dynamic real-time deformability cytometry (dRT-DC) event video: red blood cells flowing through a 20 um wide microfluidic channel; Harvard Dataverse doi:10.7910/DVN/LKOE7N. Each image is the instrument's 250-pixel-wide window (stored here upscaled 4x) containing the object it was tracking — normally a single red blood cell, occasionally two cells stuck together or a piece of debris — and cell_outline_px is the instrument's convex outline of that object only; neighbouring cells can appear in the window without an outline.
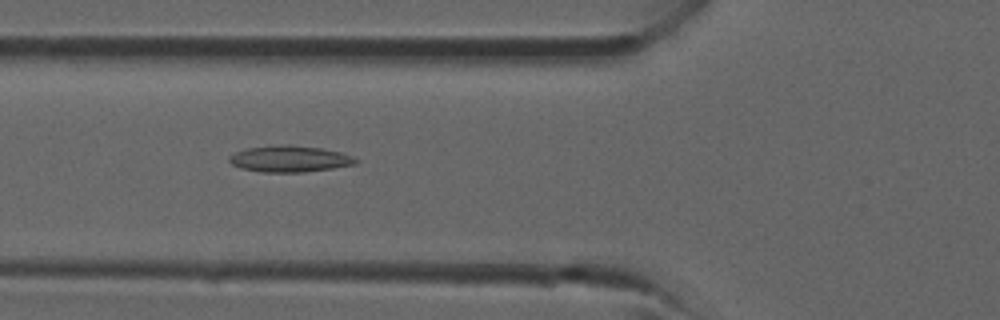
{"species": "common noctule bat (a hibernating species)", "species_latin": "Nyctalus noctula", "temperature_condition": "room temperature", "stored_images_in_passage": 38, "camera_frame_rate_fps": 3000, "um_per_image_px": 0.085, "animal": {"sex": "male", "forearm_length_mm": 52.5}, "frame": {"image": 1, "passage_image": 14, "time_ms": 4.333, "image_size_px": [1000, 320], "cell_outline_px": [[360, 160], [356, 164], [332, 168], [304, 172], [260, 172], [240, 168], [232, 164], [228, 160], [228, 156], [236, 152], [248, 148], [284, 144], [288, 144], [320, 148], [340, 152], [352, 156]], "centroid_in_image_um": [24.62, 13.5], "position_along_channel_um": 101.2, "area_um2": 19.42}}
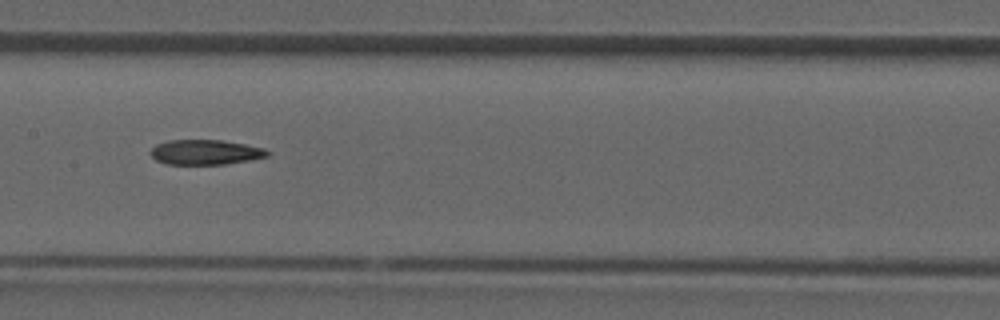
{"frame": {"image": 2, "passage_image": 19, "time_ms": 6.0, "image_size_px": [1000, 320], "cell_outline_px": [[272, 152], [268, 156], [248, 160], [224, 164], [168, 164], [156, 160], [148, 152], [156, 144], [168, 140], [220, 140], [244, 144], [264, 148]], "centroid_in_image_um": [17.45, 12.93], "position_along_channel_um": 190.0, "area_um2": 16.94}}
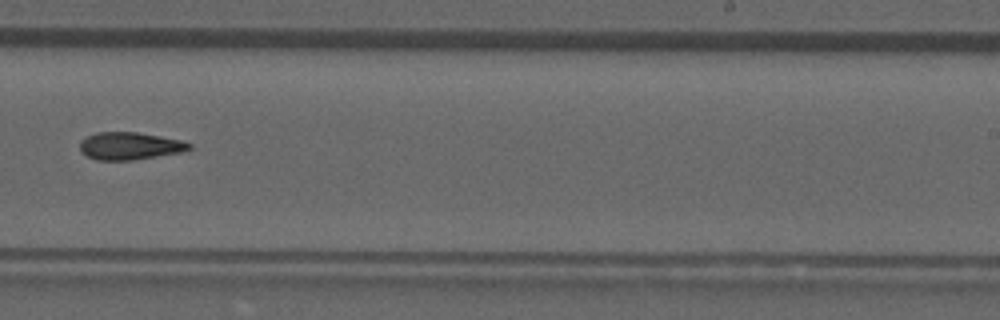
{"frame": {"image": 3, "passage_image": 24, "time_ms": 7.667, "image_size_px": [1000, 320], "cell_outline_px": [[192, 148], [180, 152], [132, 160], [96, 160], [80, 152], [80, 140], [96, 132], [136, 132], [184, 140], [192, 144]], "centroid_in_image_um": [11.02, 12.4], "position_along_channel_um": 278.0, "area_um2": 17.51}}